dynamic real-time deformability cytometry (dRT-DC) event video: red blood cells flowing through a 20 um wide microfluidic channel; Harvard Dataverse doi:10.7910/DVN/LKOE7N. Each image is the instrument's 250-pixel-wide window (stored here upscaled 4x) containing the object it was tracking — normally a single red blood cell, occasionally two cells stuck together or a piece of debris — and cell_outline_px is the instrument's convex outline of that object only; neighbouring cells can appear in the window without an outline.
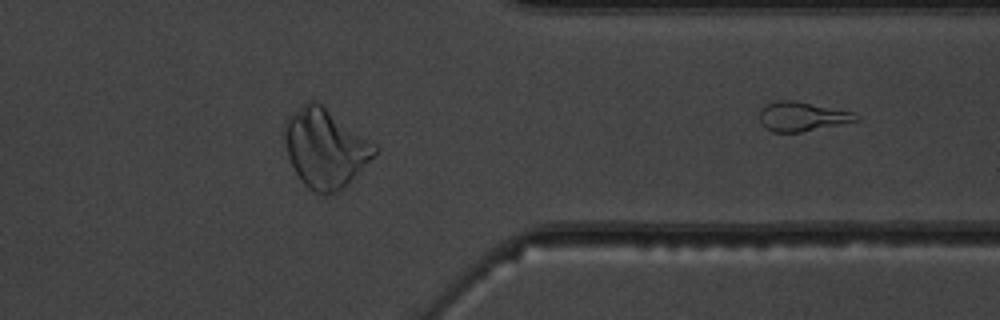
{"species": "common noctule bat (a hibernating species)", "species_latin": "Nyctalus noctula", "temperature_condition": "warm", "stored_images_in_passage": 44, "camera_frame_rate_fps": 3000, "um_per_image_px": 0.085, "animal": {"sex": "male", "body_mass_g": 19.5, "forearm_length_mm": 54.6}, "frame": {"image": 1, "passage_image": 44, "time_ms": 14.333, "image_size_px": [1000, 320], "cell_outline_px": [[860, 120], [800, 132], [772, 132], [764, 128], [760, 120], [760, 112], [768, 104], [776, 100], [796, 100], [852, 112], [860, 116]], "centroid_in_image_um": [68.18, 9.9], "position_along_channel_um": 343.2, "area_um2": 16.36}}